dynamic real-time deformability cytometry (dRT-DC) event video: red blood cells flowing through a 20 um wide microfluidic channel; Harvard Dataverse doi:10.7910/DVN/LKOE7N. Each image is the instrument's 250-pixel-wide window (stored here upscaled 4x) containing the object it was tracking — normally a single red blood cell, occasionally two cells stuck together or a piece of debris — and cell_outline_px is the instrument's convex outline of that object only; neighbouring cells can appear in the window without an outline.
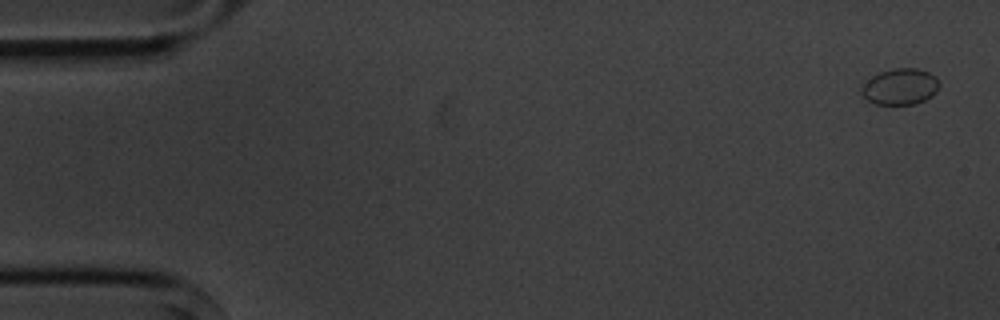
{"species": "common noctule bat (a hibernating species)", "species_latin": "Nyctalus noctula", "temperature_condition": "cold", "stored_images_in_passage": 4, "camera_frame_rate_fps": 3000, "um_per_image_px": 0.085, "animal": {"sex": "male", "body_mass_g": 20.1, "forearm_length_mm": 53.5}, "frame": {"image": 1, "passage_image": 1, "time_ms": 0.0, "image_size_px": [1000, 320], "cell_outline_px": [[940, 84], [936, 92], [932, 96], [916, 104], [876, 104], [868, 100], [860, 92], [860, 88], [872, 76], [880, 72], [896, 68], [916, 68], [928, 72], [936, 76]], "centroid_in_image_um": [76.53, 7.36], "position_along_channel_um": 8.5, "area_um2": 16.36}}